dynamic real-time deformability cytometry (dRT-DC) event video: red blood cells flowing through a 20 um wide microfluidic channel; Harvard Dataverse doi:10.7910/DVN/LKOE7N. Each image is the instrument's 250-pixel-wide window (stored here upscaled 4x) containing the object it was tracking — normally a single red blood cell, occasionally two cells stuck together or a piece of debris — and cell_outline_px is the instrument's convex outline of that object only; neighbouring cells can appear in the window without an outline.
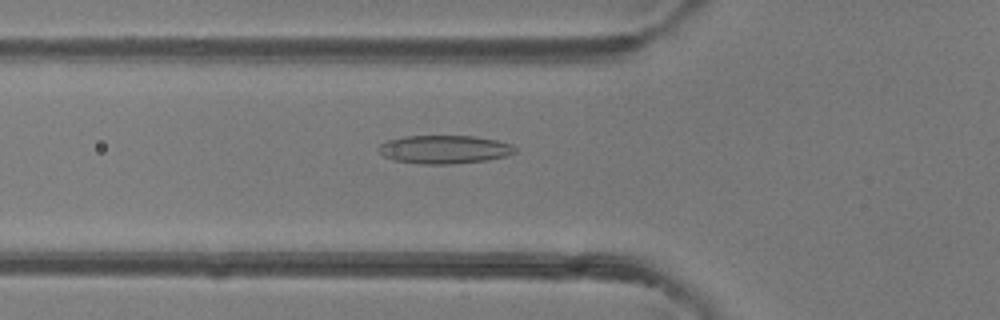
{"species": "common noctule bat (a hibernating species)", "species_latin": "Nyctalus noctula", "temperature_condition": "room temperature", "stored_images_in_passage": 48, "camera_frame_rate_fps": 3000, "um_per_image_px": 0.085, "animal": {"sex": "female"}, "frame": {"image": 1, "passage_image": 17, "time_ms": 5.333, "image_size_px": [1000, 320], "cell_outline_px": [[516, 152], [504, 156], [488, 160], [452, 164], [424, 164], [396, 160], [384, 156], [376, 148], [380, 144], [388, 140], [404, 136], [476, 136], [496, 140], [512, 144], [516, 148]], "centroid_in_image_um": [37.78, 12.69], "position_along_channel_um": 88.0, "area_um2": 22.48}}
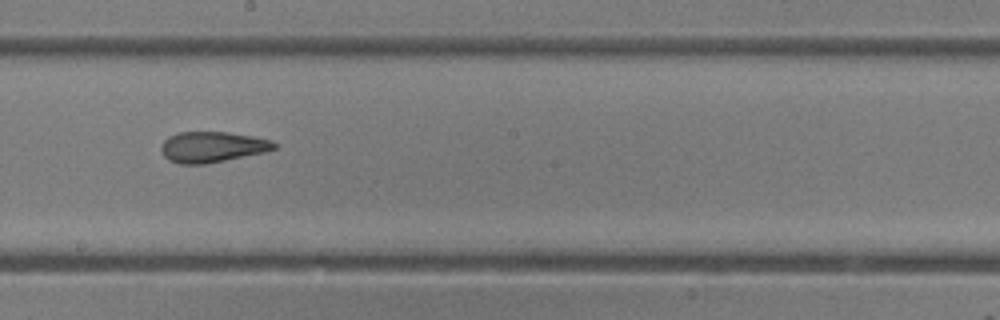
{"frame": {"image": 2, "passage_image": 27, "time_ms": 8.667, "image_size_px": [1000, 320], "cell_outline_px": [[276, 148], [264, 152], [204, 164], [180, 164], [168, 160], [164, 156], [160, 148], [160, 144], [168, 136], [180, 132], [228, 132], [252, 136], [272, 140], [276, 144]], "centroid_in_image_um": [18.0, 12.48], "position_along_channel_um": 230.2, "area_um2": 20.17}}
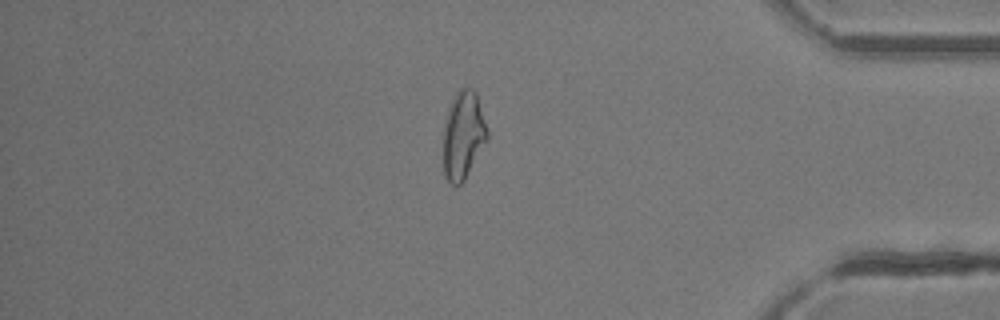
{"frame": {"image": 3, "passage_image": 41, "time_ms": 13.333, "image_size_px": [1000, 320], "cell_outline_px": [[488, 140], [464, 180], [460, 184], [452, 184], [444, 176], [444, 124], [452, 100], [456, 92], [460, 88], [472, 88], [476, 92], [488, 132]], "centroid_in_image_um": [39.39, 11.49], "position_along_channel_um": 395.8, "area_um2": 22.25}, "authors_computed_cell_mechanics": {"area_um2": 22.253, "velocity_mm_per_s": 4.2448, "shape_relaxation_time_tau1_ms": 10.2884, "shape_relaxation_time_tau2_ms": 2.6476, "deformation_change_tau1": 0.2629, "deformation_change_tau2": 0.0947}}